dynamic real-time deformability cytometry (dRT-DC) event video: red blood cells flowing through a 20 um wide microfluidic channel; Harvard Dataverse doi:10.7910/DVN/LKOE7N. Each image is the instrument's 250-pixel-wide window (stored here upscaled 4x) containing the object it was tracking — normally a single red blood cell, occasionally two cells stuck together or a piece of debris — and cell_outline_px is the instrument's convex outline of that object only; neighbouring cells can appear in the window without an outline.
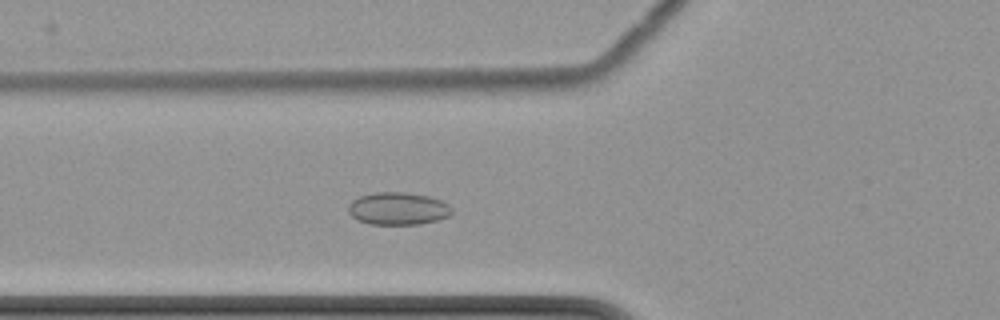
{"species": "common noctule bat (a hibernating species)", "species_latin": "Nyctalus noctula", "temperature_condition": "cold", "stored_images_in_passage": 4, "camera_frame_rate_fps": 3000, "um_per_image_px": 0.085, "animal": {"sex": "female", "body_mass_g": 22.7, "forearm_length_mm": 54.2}, "frame": {"image": 1, "passage_image": 4, "time_ms": 4.333, "image_size_px": [1000, 320], "cell_outline_px": [[452, 212], [448, 216], [436, 220], [420, 224], [368, 224], [356, 220], [348, 212], [348, 204], [352, 200], [360, 196], [376, 192], [404, 192], [428, 196], [440, 200], [448, 204], [452, 208]], "centroid_in_image_um": [33.8, 17.73], "position_along_channel_um": 92.0, "area_um2": 19.65}}